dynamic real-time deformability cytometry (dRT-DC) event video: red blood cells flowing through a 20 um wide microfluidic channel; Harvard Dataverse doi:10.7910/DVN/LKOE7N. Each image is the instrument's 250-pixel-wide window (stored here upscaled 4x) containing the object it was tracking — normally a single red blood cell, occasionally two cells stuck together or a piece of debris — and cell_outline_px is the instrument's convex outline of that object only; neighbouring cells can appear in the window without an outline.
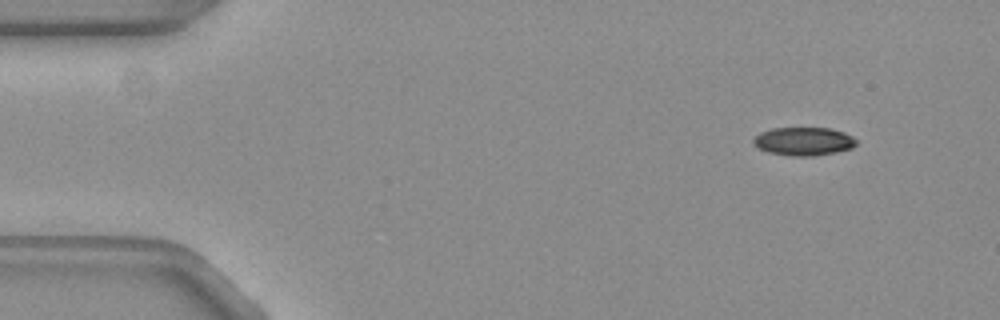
{"species": "common noctule bat (a hibernating species)", "species_latin": "Nyctalus noctula", "temperature_condition": "warm", "stored_images_in_passage": 48, "camera_frame_rate_fps": 3000, "um_per_image_px": 0.085, "animal": {"sex": "female", "body_mass_g": 19.3, "forearm_length_mm": 54.1}, "frame": {"image": 1, "passage_image": 1, "time_ms": 0.0, "image_size_px": [1000, 320], "cell_outline_px": [[856, 144], [852, 148], [836, 152], [812, 156], [792, 156], [768, 152], [760, 148], [752, 140], [760, 132], [772, 128], [828, 128], [844, 132], [852, 136], [856, 140]], "centroid_in_image_um": [68.33, 12.01], "position_along_channel_um": 16.7, "area_um2": 16.82}}
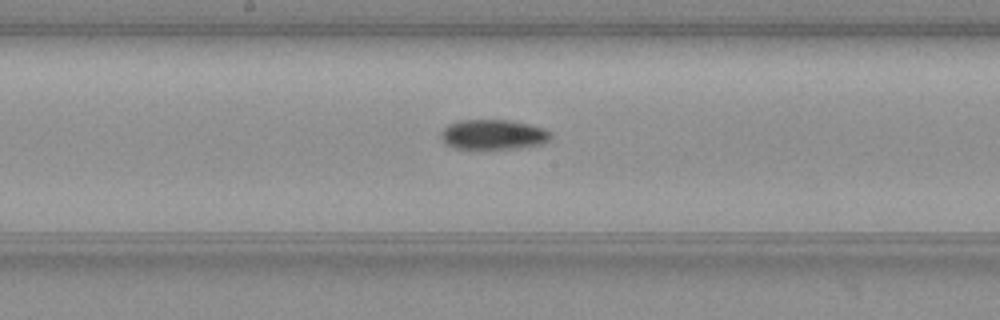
{"frame": {"image": 2, "passage_image": 24, "time_ms": 7.667, "image_size_px": [1000, 320], "cell_outline_px": [[552, 136], [548, 140], [540, 144], [516, 148], [456, 148], [444, 144], [440, 136], [440, 132], [448, 124], [456, 120], [508, 120], [528, 124], [544, 128], [552, 132]], "centroid_in_image_um": [41.89, 11.42], "position_along_channel_um": 206.3, "area_um2": 19.13}}
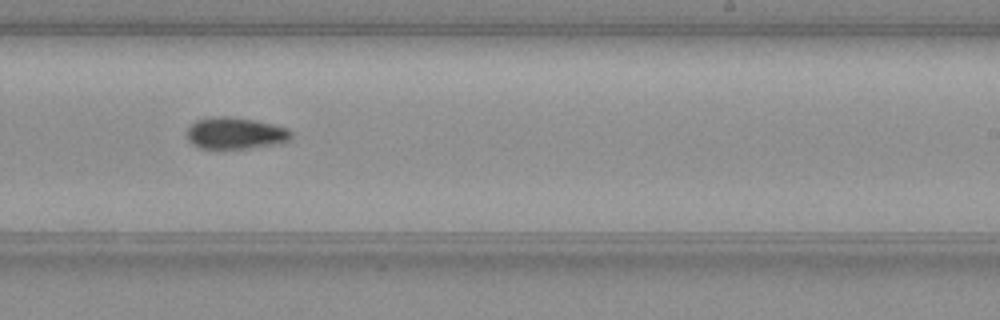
{"frame": {"image": 3, "passage_image": 29, "time_ms": 9.333, "image_size_px": [1000, 320], "cell_outline_px": [[292, 136], [288, 140], [268, 144], [244, 148], [200, 148], [192, 144], [188, 140], [188, 128], [196, 120], [212, 116], [224, 116], [252, 120], [288, 128], [292, 132]], "centroid_in_image_um": [19.94, 11.31], "position_along_channel_um": 269.1, "area_um2": 18.67}}